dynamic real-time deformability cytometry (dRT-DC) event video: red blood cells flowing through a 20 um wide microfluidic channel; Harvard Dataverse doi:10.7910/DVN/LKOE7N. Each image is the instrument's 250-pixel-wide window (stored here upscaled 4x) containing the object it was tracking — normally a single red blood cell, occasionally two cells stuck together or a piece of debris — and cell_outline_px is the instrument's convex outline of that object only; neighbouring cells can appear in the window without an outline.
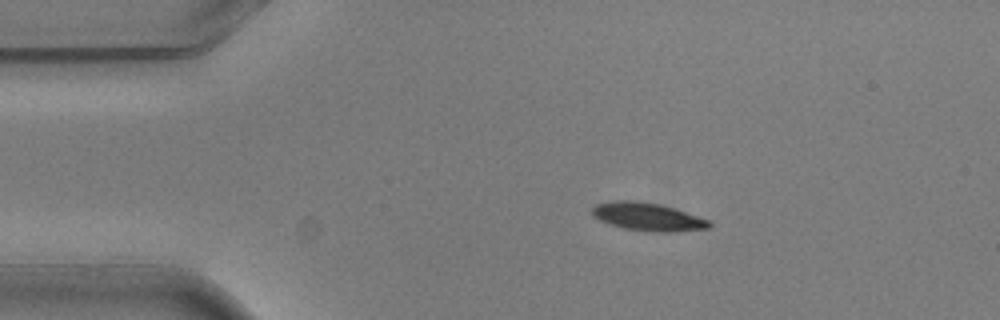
{"species": "common noctule bat (a hibernating species)", "species_latin": "Nyctalus noctula", "temperature_condition": "warm", "stored_images_in_passage": 3, "camera_frame_rate_fps": 3000, "um_per_image_px": 0.085, "animal": {"sex": "male", "body_mass_g": 20.5, "forearm_length_mm": 52.5}, "frame": {"image": 1, "passage_image": 2, "time_ms": 0.333, "image_size_px": [1000, 320], "cell_outline_px": [[712, 224], [708, 228], [672, 232], [656, 232], [624, 228], [608, 224], [592, 216], [592, 208], [596, 204], [612, 200], [636, 200], [660, 204], [676, 208], [708, 220]], "centroid_in_image_um": [55.02, 18.41], "position_along_channel_um": 30.0, "area_um2": 19.19}}